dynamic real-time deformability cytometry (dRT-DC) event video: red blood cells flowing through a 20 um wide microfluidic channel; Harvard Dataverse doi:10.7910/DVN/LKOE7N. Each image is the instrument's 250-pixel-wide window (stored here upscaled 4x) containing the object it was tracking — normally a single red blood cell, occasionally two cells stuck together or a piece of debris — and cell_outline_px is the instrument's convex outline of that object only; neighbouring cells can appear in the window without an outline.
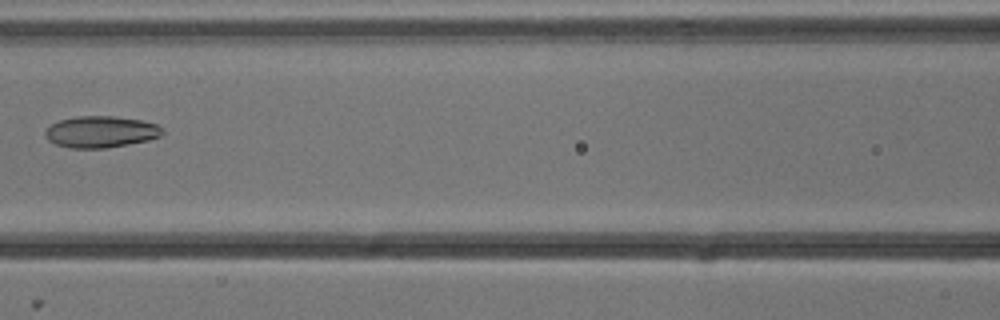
{"species": "common noctule bat (a hibernating species)", "species_latin": "Nyctalus noctula", "temperature_condition": "cold", "stored_images_in_passage": 4, "camera_frame_rate_fps": 3000, "um_per_image_px": 0.085, "animal": {"sex": "male", "body_mass_g": 13.3}, "frame": {"image": 1, "passage_image": 4, "time_ms": 1.0, "image_size_px": [1000, 320], "cell_outline_px": [[164, 132], [160, 136], [148, 140], [128, 144], [104, 148], [72, 148], [56, 144], [48, 140], [44, 136], [44, 132], [52, 124], [60, 120], [76, 116], [112, 116], [140, 120], [156, 124]], "centroid_in_image_um": [8.54, 11.2], "position_along_channel_um": 158.1, "area_um2": 21.33}}